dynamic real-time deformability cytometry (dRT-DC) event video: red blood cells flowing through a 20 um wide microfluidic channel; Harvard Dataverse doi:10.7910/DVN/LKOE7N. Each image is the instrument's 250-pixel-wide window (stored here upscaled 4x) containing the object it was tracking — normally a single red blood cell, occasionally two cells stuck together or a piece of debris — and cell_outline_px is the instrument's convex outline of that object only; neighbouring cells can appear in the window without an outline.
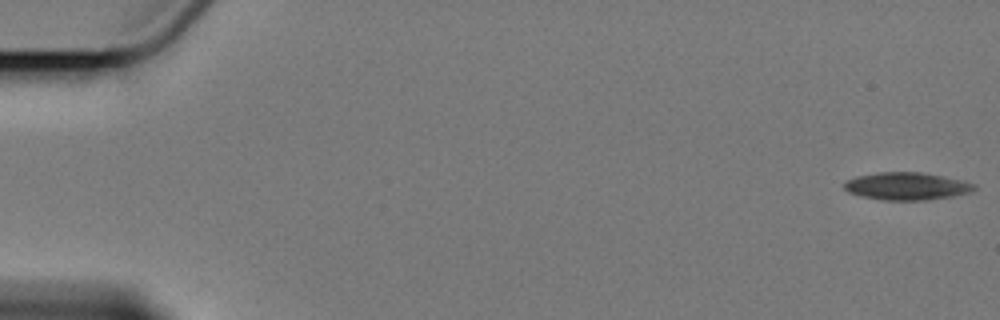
{"species": "Egyptian fruit bat (a non-hibernating species)", "species_latin": "Rousettus aegyptiacus", "temperature_condition": "cold", "stored_images_in_passage": 6, "segment_of_instrument_passage": [1, 2], "camera_frame_rate_fps": 3000, "um_per_image_px": 0.085, "animal": {"sex": "female"}, "frame": {"image": 1, "passage_image": 1, "time_ms": 0.0, "image_size_px": [1000, 320], "cell_outline_px": [[976, 188], [972, 192], [952, 196], [924, 200], [884, 200], [860, 196], [848, 192], [844, 188], [844, 180], [856, 176], [880, 172], [924, 172], [964, 180], [976, 184]], "centroid_in_image_um": [77.08, 15.81], "position_along_channel_um": 7.9, "area_um2": 21.1}}